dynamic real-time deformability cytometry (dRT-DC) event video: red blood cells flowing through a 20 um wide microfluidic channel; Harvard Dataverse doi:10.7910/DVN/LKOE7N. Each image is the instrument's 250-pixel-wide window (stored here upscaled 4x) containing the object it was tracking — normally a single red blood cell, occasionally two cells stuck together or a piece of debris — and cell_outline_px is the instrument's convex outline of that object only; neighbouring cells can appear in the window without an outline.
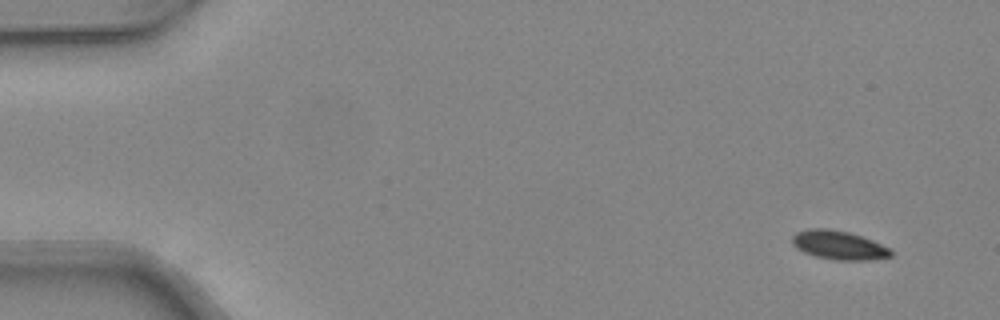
{"species": "common noctule bat (a hibernating species)", "species_latin": "Nyctalus noctula", "temperature_condition": "warm", "stored_images_in_passage": 46, "camera_frame_rate_fps": 3000, "um_per_image_px": 0.085, "animal": {"sex": "female", "body_mass_g": 24.6, "forearm_length_mm": 56.2}, "frame": {"image": 1, "passage_image": 1, "time_ms": 0.0, "image_size_px": [1000, 320], "cell_outline_px": [[892, 256], [872, 260], [836, 260], [816, 256], [804, 252], [796, 248], [792, 244], [792, 236], [796, 232], [808, 228], [828, 228], [848, 232], [872, 240], [892, 248]], "centroid_in_image_um": [71.3, 20.83], "position_along_channel_um": 13.7, "area_um2": 16.7}}
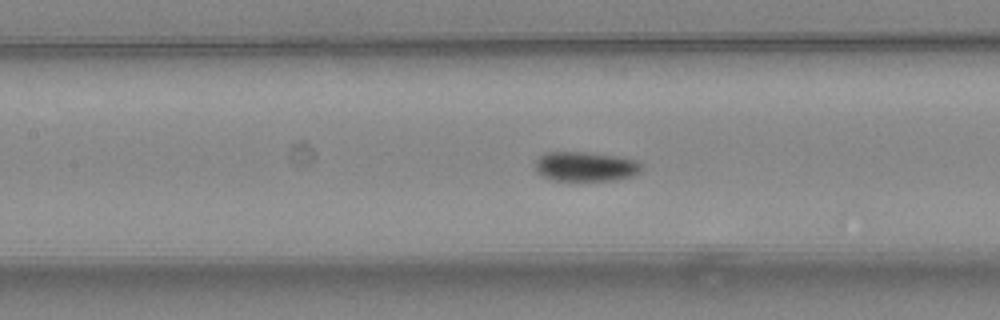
{"frame": {"image": 2, "passage_image": 20, "time_ms": 6.333, "image_size_px": [1000, 320], "cell_outline_px": [[640, 172], [632, 176], [612, 180], [552, 180], [536, 172], [536, 160], [544, 152], [588, 152], [616, 156], [636, 160], [640, 164]], "centroid_in_image_um": [49.74, 14.14], "position_along_channel_um": 157.7, "area_um2": 18.15}}
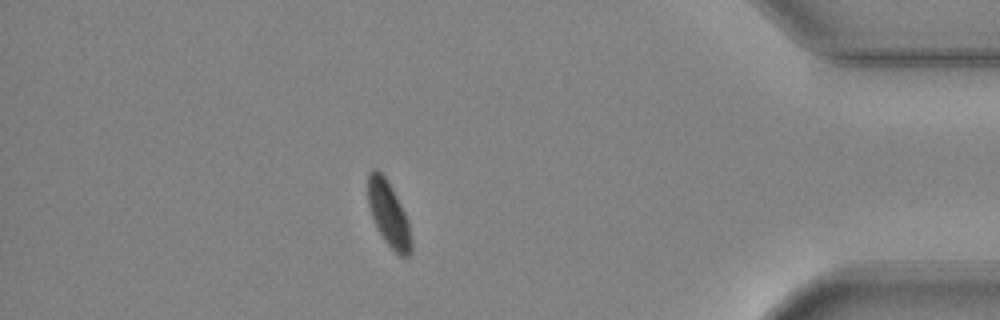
{"frame": {"image": 3, "passage_image": 40, "time_ms": 13.0, "image_size_px": [1000, 320], "cell_outline_px": [[412, 252], [408, 256], [400, 256], [384, 240], [376, 228], [368, 204], [368, 172], [372, 168], [376, 168], [384, 176], [396, 196], [408, 220], [412, 244]], "centroid_in_image_um": [33.02, 18.2], "position_along_channel_um": 402.2, "area_um2": 16.24}, "authors_computed_cell_mechanics": {"area_um2": 17.4267, "velocity_mm_per_s": 4.3011, "shape_relaxation_time_tau1_ms": 1.8145, "shape_relaxation_time_tau2_ms": null, "deformation_change_tau1": 0.0971, "deformation_change_tau2": null}}